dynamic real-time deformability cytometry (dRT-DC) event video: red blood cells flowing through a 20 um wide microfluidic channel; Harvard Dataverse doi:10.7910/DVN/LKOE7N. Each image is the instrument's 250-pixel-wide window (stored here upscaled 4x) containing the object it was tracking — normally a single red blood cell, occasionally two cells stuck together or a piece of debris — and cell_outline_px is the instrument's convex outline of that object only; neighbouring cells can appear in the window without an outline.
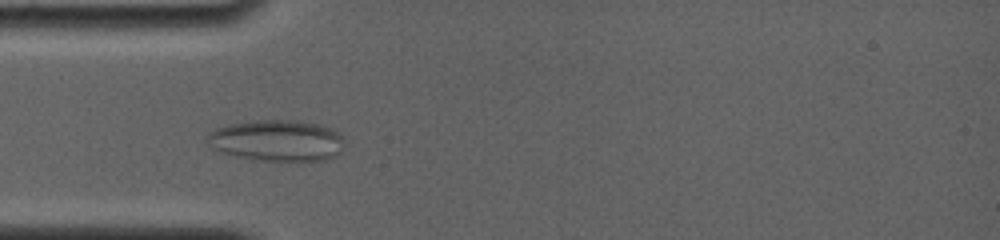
{"species": "common noctule bat (a hibernating species)", "species_latin": "Nyctalus noctula", "temperature_condition": "room temperature", "stored_images_in_passage": 26, "camera_frame_rate_fps": 4000, "um_per_image_px": 0.085, "animal": {"sex": "female", "body_mass_g": 19.0, "forearm_length_mm": 56.7}, "frame": {"image": 1, "passage_image": 4, "time_ms": 1.5, "image_size_px": [1000, 240], "cell_outline_px": [[340, 152], [336, 156], [324, 160], [252, 160], [216, 152], [208, 148], [204, 140], [208, 132], [216, 128], [228, 124], [264, 120], [292, 120], [316, 124], [332, 128], [340, 136]], "centroid_in_image_um": [23.39, 11.96], "position_along_channel_um": 61.6, "area_um2": 33.06}}
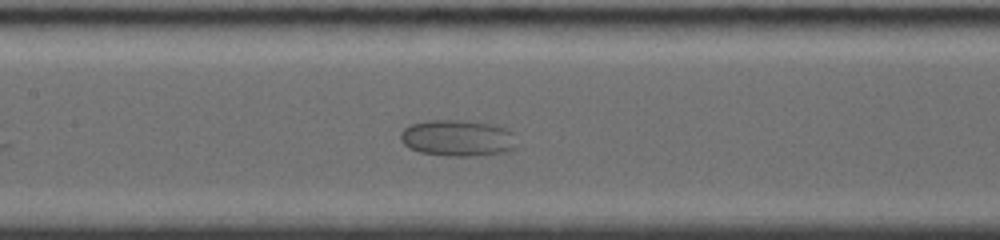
{"frame": {"image": 2, "passage_image": 10, "time_ms": 4.5, "image_size_px": [1000, 240], "cell_outline_px": [[516, 148], [504, 152], [476, 156], [448, 156], [420, 152], [408, 148], [400, 140], [400, 132], [404, 128], [412, 124], [432, 120], [456, 120], [488, 124], [504, 128], [512, 132]], "centroid_in_image_um": [38.85, 11.75], "position_along_channel_um": 168.5, "area_um2": 24.39}}
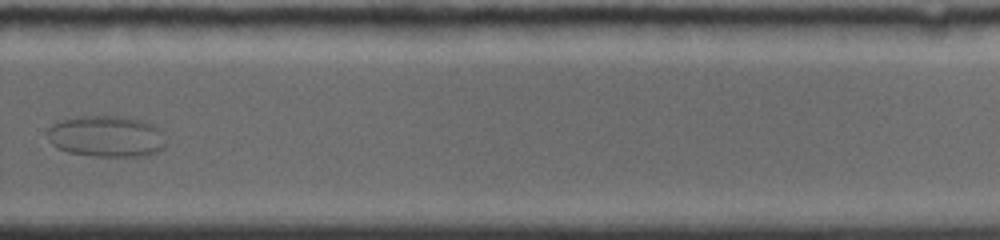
{"frame": {"image": 3, "passage_image": 18, "time_ms": 8.75, "image_size_px": [1000, 240], "cell_outline_px": [[164, 148], [148, 156], [92, 156], [68, 152], [56, 148], [48, 140], [48, 128], [52, 124], [64, 120], [88, 116], [128, 116], [144, 120], [152, 124], [160, 132], [164, 144]], "centroid_in_image_um": [9.03, 11.6], "position_along_channel_um": 320.8, "area_um2": 28.44}}